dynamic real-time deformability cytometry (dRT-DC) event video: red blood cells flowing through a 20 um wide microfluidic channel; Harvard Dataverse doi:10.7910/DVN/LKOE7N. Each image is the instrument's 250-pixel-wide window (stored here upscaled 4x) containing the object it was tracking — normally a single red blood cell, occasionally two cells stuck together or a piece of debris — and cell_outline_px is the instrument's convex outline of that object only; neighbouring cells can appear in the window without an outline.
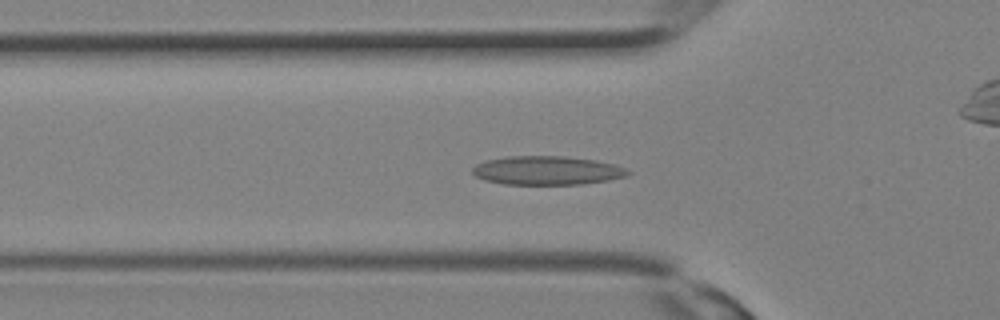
{"species": "Egyptian fruit bat (a non-hibernating species)", "species_latin": "Rousettus aegyptiacus", "temperature_condition": "room temperature", "stored_images_in_passage": 32, "camera_frame_rate_fps": 3000, "um_per_image_px": 0.085, "animal": {"sex": "female"}, "frame": {"image": 1, "passage_image": 10, "time_ms": 3.0, "image_size_px": [1000, 320], "cell_outline_px": [[632, 172], [624, 176], [608, 180], [580, 184], [504, 184], [484, 180], [476, 176], [472, 172], [472, 168], [476, 164], [488, 160], [508, 156], [564, 156], [596, 160], [616, 164]], "centroid_in_image_um": [46.49, 14.48], "position_along_channel_um": 79.3, "area_um2": 25.95}}
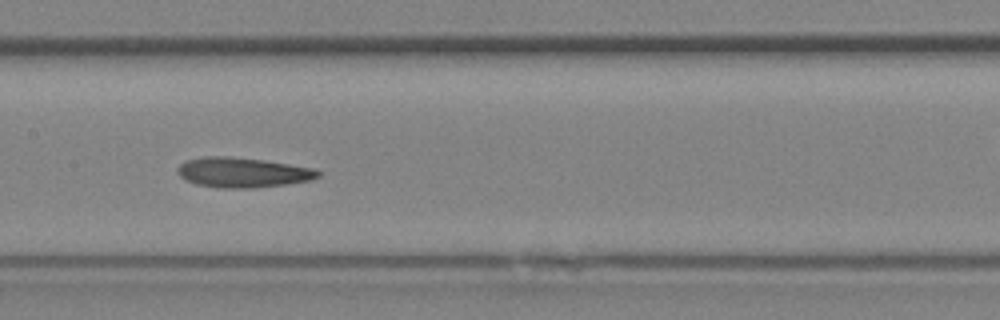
{"frame": {"image": 2, "passage_image": 15, "time_ms": 4.667, "image_size_px": [1000, 320], "cell_outline_px": [[324, 172], [320, 176], [312, 180], [284, 184], [252, 188], [220, 188], [196, 184], [184, 180], [176, 172], [176, 168], [184, 160], [208, 156], [224, 156], [264, 160], [312, 168]], "centroid_in_image_um": [20.6, 14.66], "position_along_channel_um": 186.8, "area_um2": 24.62}}
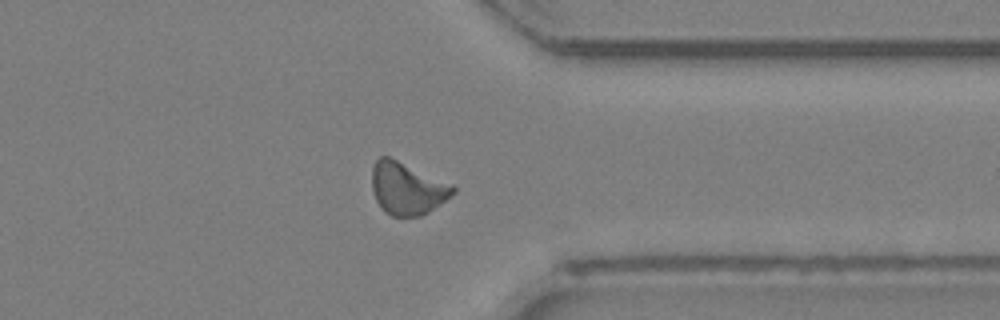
{"frame": {"image": 3, "passage_image": 24, "time_ms": 7.667, "image_size_px": [1000, 320], "cell_outline_px": [[456, 192], [452, 196], [428, 212], [420, 216], [392, 216], [384, 212], [376, 200], [372, 188], [372, 168], [376, 160], [380, 156], [388, 156], [452, 184], [456, 188]], "centroid_in_image_um": [34.61, 16.02], "position_along_channel_um": 376.8, "area_um2": 24.62}}